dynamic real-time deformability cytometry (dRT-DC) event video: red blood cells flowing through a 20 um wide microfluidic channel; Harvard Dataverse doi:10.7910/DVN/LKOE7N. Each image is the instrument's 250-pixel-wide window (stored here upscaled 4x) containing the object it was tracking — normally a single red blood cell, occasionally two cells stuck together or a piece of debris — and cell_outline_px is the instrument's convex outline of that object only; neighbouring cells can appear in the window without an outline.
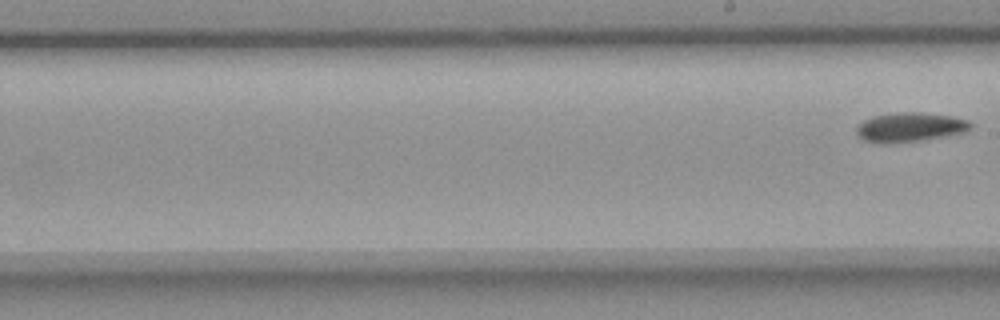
{"species": "common noctule bat (a hibernating species)", "species_latin": "Nyctalus noctula", "temperature_condition": "room temperature", "stored_images_in_passage": 10, "segment_of_instrument_passage": [2, 2], "camera_frame_rate_fps": 3000, "um_per_image_px": 0.085, "animal": {"sex": "female", "body_mass_g": 18.4}, "frame": {"image": 1, "passage_image": 10, "time_ms": 12.667, "image_size_px": [1000, 320], "cell_outline_px": [[972, 128], [968, 132], [924, 140], [884, 144], [880, 144], [864, 140], [856, 136], [856, 128], [864, 120], [872, 116], [896, 112], [920, 112], [952, 116], [968, 120], [972, 124]], "centroid_in_image_um": [77.36, 10.82], "position_along_channel_um": 211.6, "area_um2": 19.88}}